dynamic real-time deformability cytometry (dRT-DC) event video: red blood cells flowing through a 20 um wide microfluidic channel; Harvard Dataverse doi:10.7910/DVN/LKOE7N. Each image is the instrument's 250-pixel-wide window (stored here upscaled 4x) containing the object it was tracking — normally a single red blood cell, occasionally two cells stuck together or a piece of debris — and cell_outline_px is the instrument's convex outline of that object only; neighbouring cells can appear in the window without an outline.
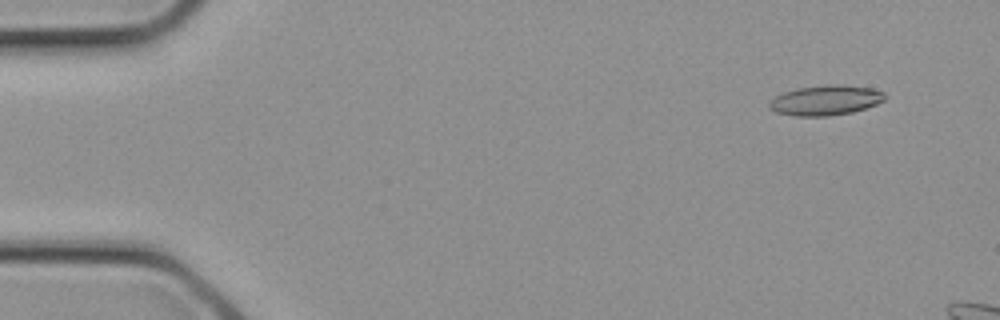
{"species": "common noctule bat (a hibernating species)", "species_latin": "Nyctalus noctula", "temperature_condition": "cold", "stored_images_in_passage": 3, "camera_frame_rate_fps": 3000, "um_per_image_px": 0.085, "animal": {"sex": "female", "body_mass_g": 21.9}, "frame": {"image": 1, "passage_image": 1, "time_ms": 0.0, "image_size_px": [1000, 320], "cell_outline_px": [[884, 100], [876, 104], [852, 112], [828, 116], [796, 116], [776, 112], [768, 108], [768, 104], [776, 96], [784, 92], [800, 88], [828, 84], [844, 84], [872, 88], [884, 92]], "centroid_in_image_um": [70.17, 8.52], "position_along_channel_um": 14.8, "area_um2": 20.11}}